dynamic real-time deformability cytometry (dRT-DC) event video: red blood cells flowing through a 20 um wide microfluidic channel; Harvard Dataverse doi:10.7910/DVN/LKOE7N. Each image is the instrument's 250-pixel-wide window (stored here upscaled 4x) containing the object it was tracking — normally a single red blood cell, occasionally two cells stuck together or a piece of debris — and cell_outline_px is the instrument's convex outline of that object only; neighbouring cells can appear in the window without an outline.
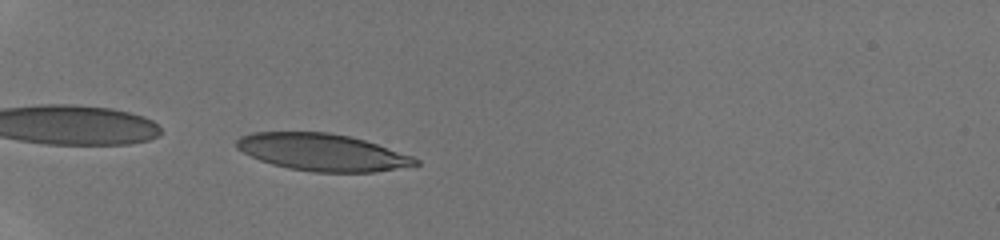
{"species": "human", "species_latin": "Homo sapiens", "temperature_condition": "room temperature", "stored_images_in_passage": 34, "camera_frame_rate_fps": 3000, "um_per_image_px": 0.085, "donor": {"sex": "male"}, "frame": {"image": 1, "passage_image": 1, "time_ms": 0.0, "image_size_px": [1000, 240], "cell_outline_px": [[420, 164], [376, 172], [312, 172], [288, 168], [272, 164], [260, 160], [236, 148], [236, 140], [240, 136], [252, 132], [328, 132], [348, 136], [364, 140], [412, 156], [420, 160]], "centroid_in_image_um": [27.38, 12.94], "position_along_channel_um": 57.6, "area_um2": 38.49}}
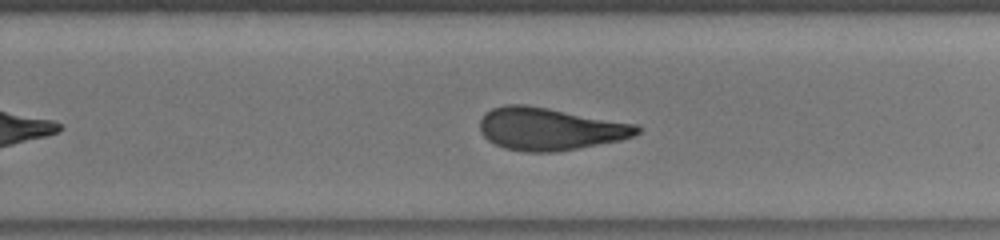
{"frame": {"image": 2, "passage_image": 19, "time_ms": 6.0, "image_size_px": [1000, 240], "cell_outline_px": [[640, 132], [632, 136], [620, 140], [556, 152], [528, 152], [504, 148], [488, 140], [480, 132], [480, 120], [484, 112], [492, 108], [504, 104], [524, 104], [548, 108], [636, 124], [640, 128]], "centroid_in_image_um": [46.69, 10.95], "position_along_channel_um": 283.1, "area_um2": 38.78}}
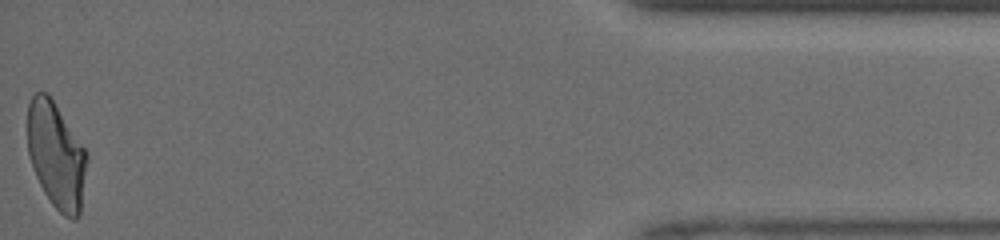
{"frame": {"image": 3, "passage_image": 34, "time_ms": 11.0, "image_size_px": [1000, 240], "cell_outline_px": [[88, 160], [80, 216], [76, 220], [72, 220], [64, 216], [52, 204], [44, 192], [36, 176], [28, 152], [28, 104], [32, 96], [36, 92], [48, 92], [88, 152]], "centroid_in_image_um": [4.81, 13.21], "position_along_channel_um": 430.4, "area_um2": 37.05}, "authors_computed_cell_mechanics": {"area_um2": 38.7838, "velocity_mm_per_s": 4.2333, "shape_relaxation_time_tau1_ms": 8.3568, "shape_relaxation_time_tau2_ms": 1.7447, "deformation_change_tau1": 0.2362, "deformation_change_tau2": 0.0876}}